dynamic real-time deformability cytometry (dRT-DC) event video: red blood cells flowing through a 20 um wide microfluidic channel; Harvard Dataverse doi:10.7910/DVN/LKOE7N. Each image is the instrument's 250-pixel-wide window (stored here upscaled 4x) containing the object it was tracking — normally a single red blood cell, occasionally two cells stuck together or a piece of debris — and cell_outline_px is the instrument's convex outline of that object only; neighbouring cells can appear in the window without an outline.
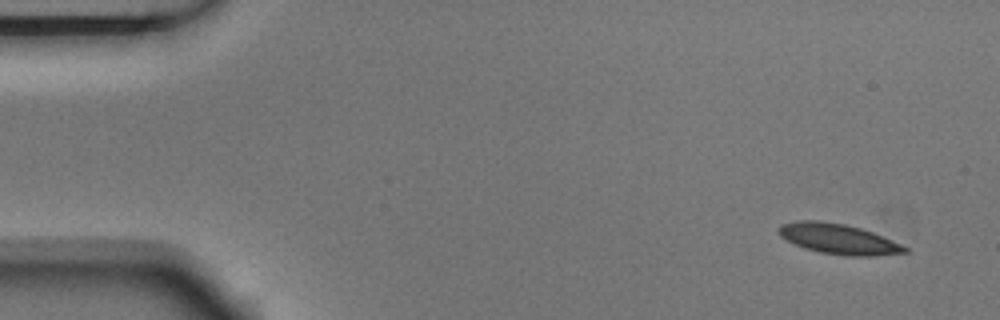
{"species": "Egyptian fruit bat (a non-hibernating species)", "species_latin": "Rousettus aegyptiacus", "temperature_condition": "room temperature", "stored_images_in_passage": 5, "camera_frame_rate_fps": 3000, "um_per_image_px": 0.085, "animal": {"sex": "male"}, "frame": {"image": 1, "passage_image": 1, "time_ms": 0.0, "image_size_px": [1000, 320], "cell_outline_px": [[908, 252], [876, 256], [844, 256], [820, 252], [804, 248], [780, 236], [776, 228], [780, 224], [796, 220], [820, 220], [844, 224], [860, 228], [872, 232], [900, 244], [908, 248]], "centroid_in_image_um": [71.22, 20.3], "position_along_channel_um": 13.8, "area_um2": 22.25}}
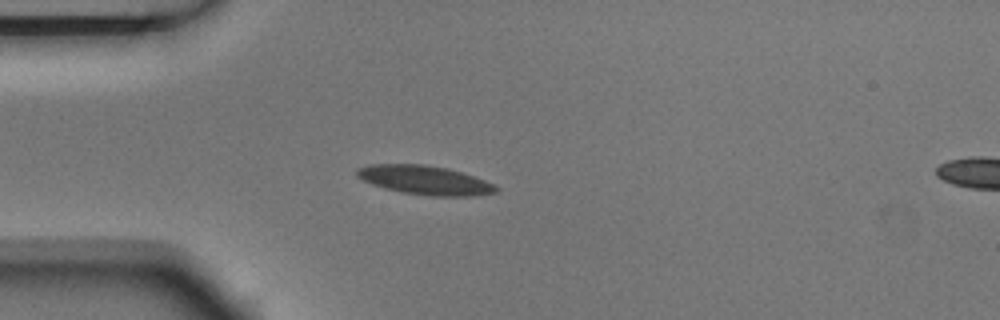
{"frame": {"image": 2, "passage_image": 4, "time_ms": 1.0, "image_size_px": [1000, 320], "cell_outline_px": [[500, 188], [496, 192], [476, 196], [428, 196], [404, 192], [384, 188], [372, 184], [356, 176], [356, 168], [372, 164], [424, 164], [448, 168], [496, 184]], "centroid_in_image_um": [36.13, 15.31], "position_along_channel_um": 48.9, "area_um2": 23.52}}